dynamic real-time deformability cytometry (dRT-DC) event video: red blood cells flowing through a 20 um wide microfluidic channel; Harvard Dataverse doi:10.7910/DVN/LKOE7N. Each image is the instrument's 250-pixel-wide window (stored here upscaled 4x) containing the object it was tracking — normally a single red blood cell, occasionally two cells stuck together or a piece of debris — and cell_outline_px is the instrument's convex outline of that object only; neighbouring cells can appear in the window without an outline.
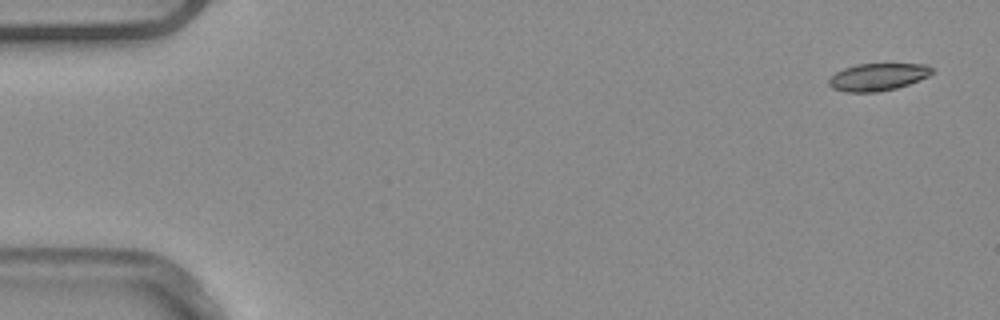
{"species": "common noctule bat (a hibernating species)", "species_latin": "Nyctalus noctula", "temperature_condition": "warm", "stored_images_in_passage": 5, "camera_frame_rate_fps": 3000, "um_per_image_px": 0.085, "animal": {"sex": "male", "body_mass_g": 20.4}, "frame": {"image": 1, "passage_image": 1, "time_ms": 0.0, "image_size_px": [1000, 320], "cell_outline_px": [[936, 72], [928, 76], [908, 84], [896, 88], [876, 92], [844, 92], [832, 88], [828, 84], [828, 80], [836, 72], [844, 68], [856, 64], [928, 64]], "centroid_in_image_um": [74.62, 6.54], "position_along_channel_um": 10.4, "area_um2": 16.47}}
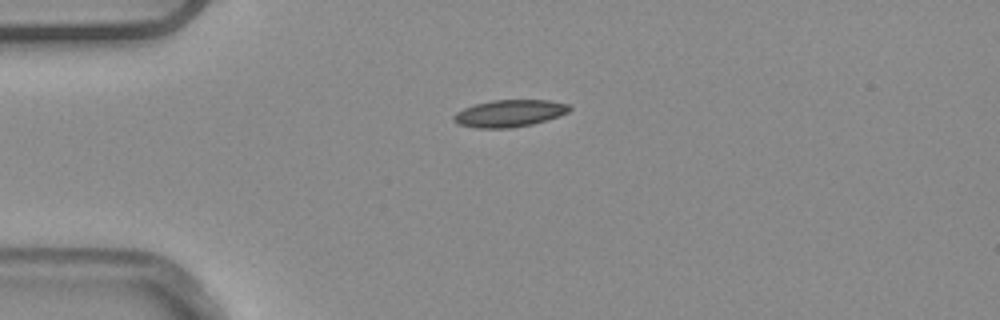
{"frame": {"image": 2, "passage_image": 4, "time_ms": 1.0, "image_size_px": [1000, 320], "cell_outline_px": [[572, 108], [568, 112], [532, 124], [512, 128], [476, 128], [460, 124], [452, 120], [452, 116], [456, 112], [464, 108], [476, 104], [492, 100], [548, 100], [568, 104]], "centroid_in_image_um": [43.27, 9.63], "position_along_channel_um": 41.7, "area_um2": 18.09}}